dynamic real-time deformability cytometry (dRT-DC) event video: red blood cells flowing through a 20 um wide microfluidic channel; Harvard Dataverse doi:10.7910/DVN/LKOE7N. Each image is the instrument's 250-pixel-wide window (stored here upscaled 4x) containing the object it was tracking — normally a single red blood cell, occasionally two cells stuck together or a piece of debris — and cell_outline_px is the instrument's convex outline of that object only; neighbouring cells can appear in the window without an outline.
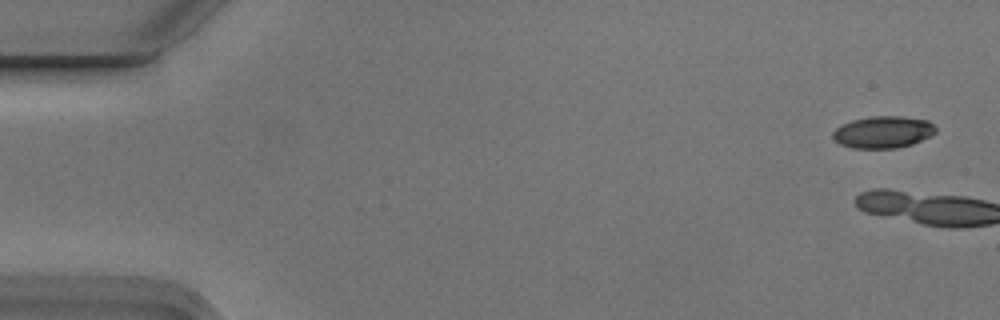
{"species": "Egyptian fruit bat (a non-hibernating species)", "species_latin": "Rousettus aegyptiacus", "temperature_condition": "cold", "stored_images_in_passage": 7, "camera_frame_rate_fps": 3000, "um_per_image_px": 0.085, "animal": {"sex": "male"}, "frame": {"image": 1, "passage_image": 1, "time_ms": 0.0, "image_size_px": [1000, 320], "cell_outline_px": [[936, 132], [912, 144], [896, 148], [852, 148], [840, 144], [832, 136], [832, 132], [840, 124], [852, 120], [868, 116], [904, 116], [928, 120], [936, 128]], "centroid_in_image_um": [75.03, 11.21], "position_along_channel_um": 10.0, "area_um2": 19.19}}
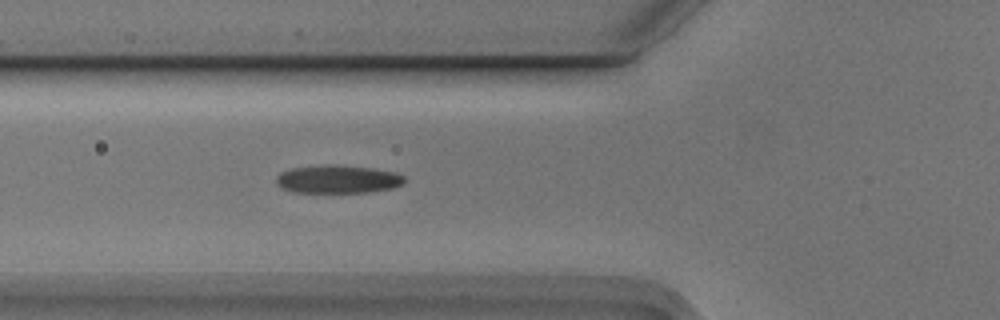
{"frame": {"image": 2, "passage_image": 7, "time_ms": 2.0, "image_size_px": [1000, 320], "cell_outline_px": [[408, 180], [404, 184], [392, 188], [368, 192], [292, 192], [276, 184], [276, 176], [280, 172], [292, 168], [324, 164], [336, 164], [372, 168], [396, 172], [404, 176]], "centroid_in_image_um": [28.74, 15.22], "position_along_channel_um": 97.1, "area_um2": 21.27}}